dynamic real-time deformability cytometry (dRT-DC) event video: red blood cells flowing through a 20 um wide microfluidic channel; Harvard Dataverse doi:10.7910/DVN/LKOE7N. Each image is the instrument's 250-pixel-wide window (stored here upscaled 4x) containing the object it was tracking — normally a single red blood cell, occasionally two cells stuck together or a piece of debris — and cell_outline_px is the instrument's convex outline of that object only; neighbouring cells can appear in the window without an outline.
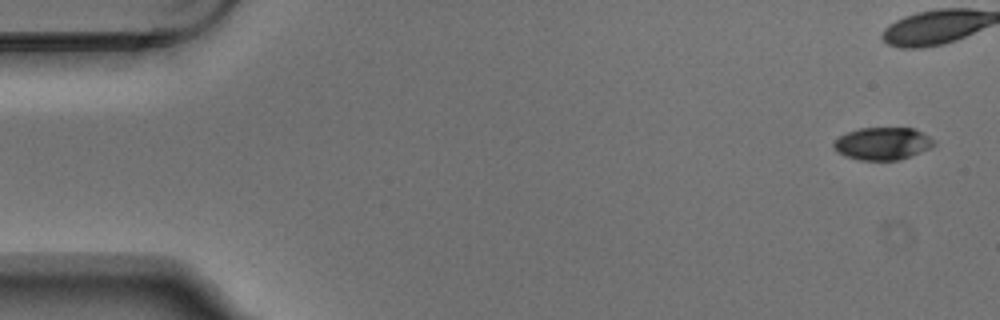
{"species": "Egyptian fruit bat (a non-hibernating species)", "species_latin": "Rousettus aegyptiacus", "temperature_condition": "warm", "stored_images_in_passage": 7, "camera_frame_rate_fps": 3000, "um_per_image_px": 0.085, "animal": {"sex": "male"}, "frame": {"image": 1, "passage_image": 1, "time_ms": 0.0, "image_size_px": [1000, 320], "cell_outline_px": [[936, 144], [932, 148], [896, 160], [860, 160], [844, 156], [836, 152], [832, 148], [832, 144], [840, 136], [848, 132], [860, 128], [912, 128], [936, 140]], "centroid_in_image_um": [75.0, 12.21], "position_along_channel_um": 10.0, "area_um2": 18.96}}
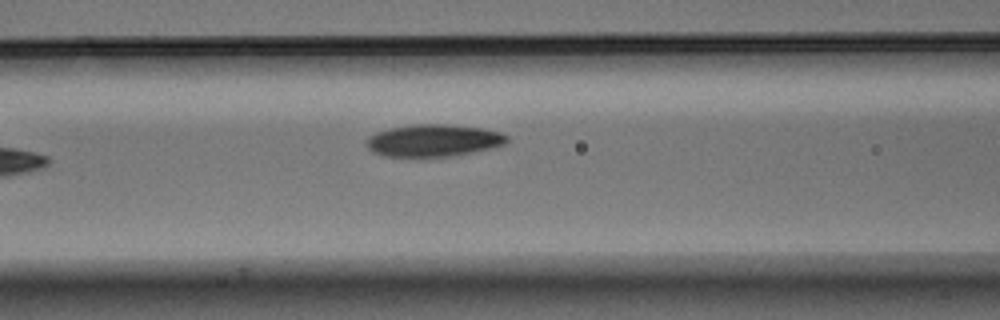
{"frame": {"image": 2, "passage_image": 7, "time_ms": 2.0, "image_size_px": [1000, 320], "cell_outline_px": [[508, 140], [504, 144], [496, 148], [456, 156], [384, 156], [372, 152], [364, 144], [368, 136], [376, 132], [392, 128], [412, 124], [444, 124], [484, 128], [500, 132], [508, 136]], "centroid_in_image_um": [36.87, 11.94], "position_along_channel_um": 129.7, "area_um2": 26.65}}